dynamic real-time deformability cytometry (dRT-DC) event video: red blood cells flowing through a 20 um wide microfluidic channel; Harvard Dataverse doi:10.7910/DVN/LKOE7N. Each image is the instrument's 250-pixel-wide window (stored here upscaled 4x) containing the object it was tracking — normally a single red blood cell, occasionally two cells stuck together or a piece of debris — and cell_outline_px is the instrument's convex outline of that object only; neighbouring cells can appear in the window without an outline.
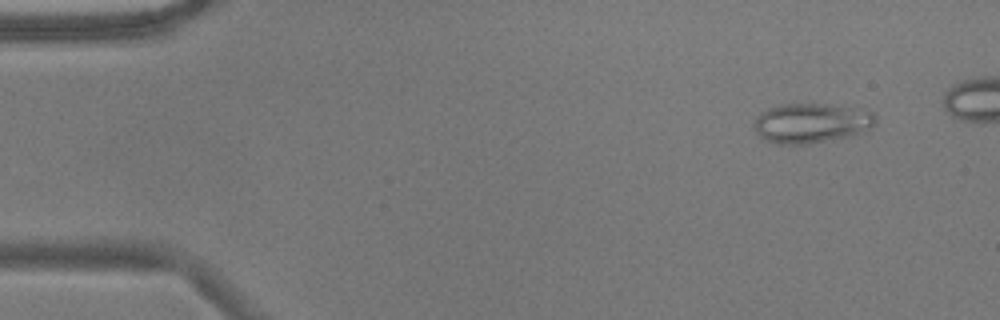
{"species": "common noctule bat (a hibernating species)", "species_latin": "Nyctalus noctula", "temperature_condition": "warm", "stored_images_in_passage": 46, "camera_frame_rate_fps": 3000, "um_per_image_px": 0.085, "animal": {"sex": "male", "body_mass_g": 17.9}, "frame": {"image": 1, "passage_image": 3, "time_ms": 0.667, "image_size_px": [1000, 320], "cell_outline_px": [[876, 124], [852, 136], [808, 144], [776, 144], [764, 140], [756, 132], [752, 124], [756, 116], [760, 112], [768, 108], [784, 104], [840, 104], [872, 112], [876, 116]], "centroid_in_image_um": [68.94, 10.46], "position_along_channel_um": 16.1, "area_um2": 28.5}}
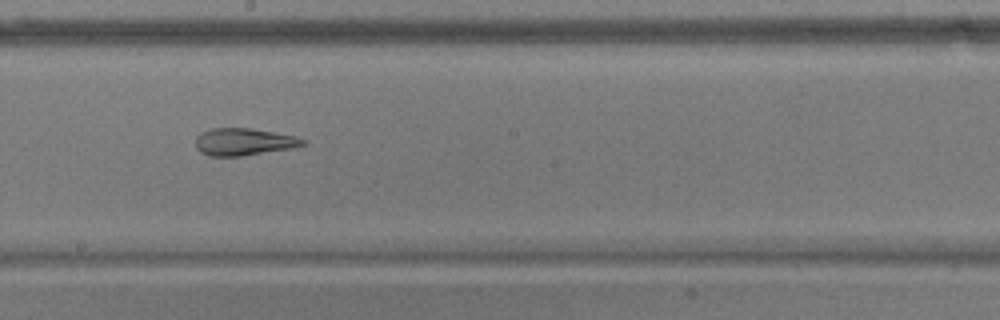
{"frame": {"image": 2, "passage_image": 28, "time_ms": 9.0, "image_size_px": [1000, 320], "cell_outline_px": [[308, 144], [292, 148], [240, 156], [208, 156], [200, 152], [196, 148], [196, 136], [200, 132], [212, 128], [252, 128], [296, 136], [308, 140]], "centroid_in_image_um": [20.74, 12.05], "position_along_channel_um": 227.5, "area_um2": 17.22}}
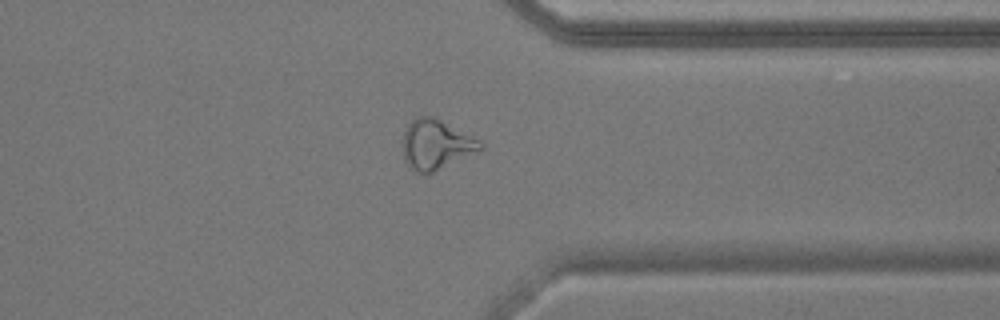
{"frame": {"image": 3, "passage_image": 40, "time_ms": 13.0, "image_size_px": [1000, 320], "cell_outline_px": [[484, 148], [432, 172], [420, 172], [412, 168], [404, 160], [404, 132], [408, 124], [416, 116], [432, 116], [480, 140], [484, 144]], "centroid_in_image_um": [37.07, 12.25], "position_along_channel_um": 374.3, "area_um2": 21.79}}